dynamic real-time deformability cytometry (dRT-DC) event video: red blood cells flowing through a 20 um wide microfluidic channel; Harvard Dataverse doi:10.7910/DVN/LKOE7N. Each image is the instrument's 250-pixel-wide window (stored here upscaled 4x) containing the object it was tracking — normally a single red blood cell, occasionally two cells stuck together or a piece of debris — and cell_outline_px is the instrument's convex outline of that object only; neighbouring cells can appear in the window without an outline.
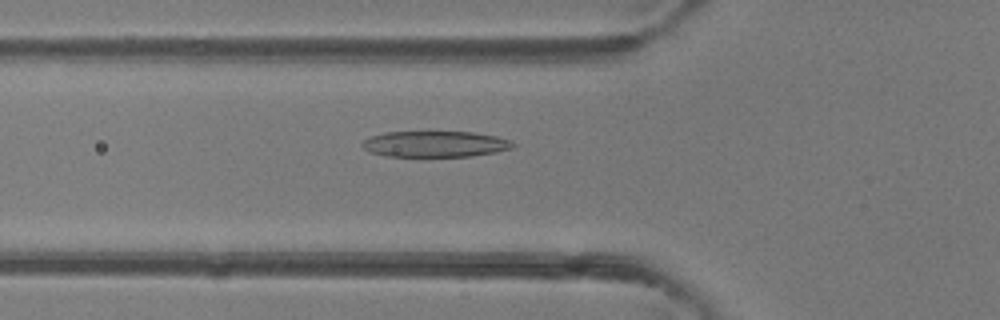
{"species": "common noctule bat (a hibernating species)", "species_latin": "Nyctalus noctula", "temperature_condition": "room temperature", "stored_images_in_passage": 43, "camera_frame_rate_fps": 3000, "um_per_image_px": 0.085, "animal": {"sex": "female"}, "frame": {"image": 1, "passage_image": 12, "time_ms": 3.667, "image_size_px": [1000, 320], "cell_outline_px": [[516, 144], [512, 148], [496, 152], [472, 156], [388, 156], [368, 152], [360, 144], [364, 140], [372, 136], [384, 132], [472, 132], [496, 136], [512, 140]], "centroid_in_image_um": [37.0, 12.24], "position_along_channel_um": 88.8, "area_um2": 22.83}}
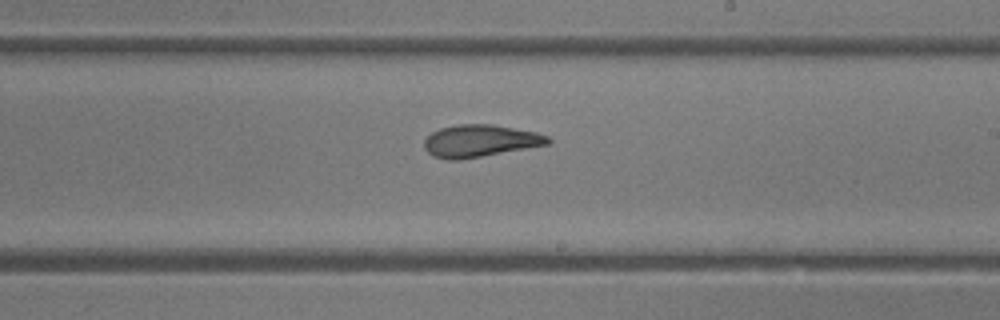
{"frame": {"image": 2, "passage_image": 23, "time_ms": 7.333, "image_size_px": [1000, 320], "cell_outline_px": [[552, 140], [548, 144], [460, 160], [448, 160], [432, 156], [424, 148], [424, 140], [432, 132], [440, 128], [456, 124], [492, 124], [536, 132], [548, 136]], "centroid_in_image_um": [40.77, 11.97], "position_along_channel_um": 248.2, "area_um2": 23.18}}
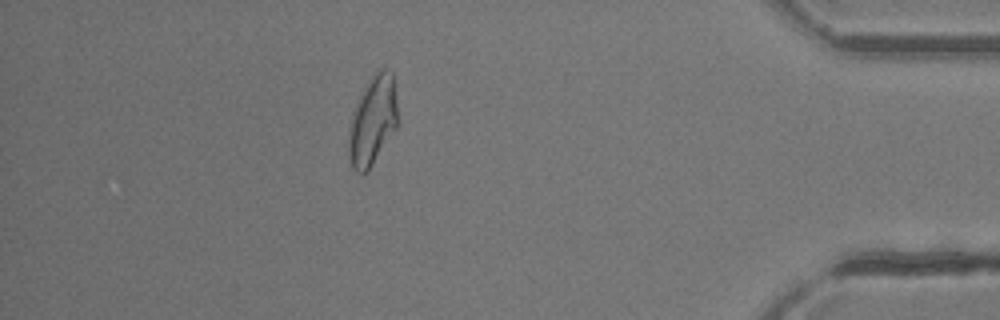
{"frame": {"image": 3, "passage_image": 37, "time_ms": 12.0, "image_size_px": [1000, 320], "cell_outline_px": [[396, 128], [372, 164], [360, 176], [352, 168], [348, 156], [348, 132], [352, 112], [364, 84], [372, 72], [376, 68], [384, 68], [392, 72], [396, 84]], "centroid_in_image_um": [31.65, 10.18], "position_along_channel_um": 403.6, "area_um2": 25.89}, "authors_computed_cell_mechanics": {"area_um2": 23.8714, "velocity_mm_per_s": 4.3233, "shape_relaxation_time_tau1_ms": 10.2313, "shape_relaxation_time_tau2_ms": 1.9173, "deformation_change_tau1": 0.3273, "deformation_change_tau2": 0.1097}}